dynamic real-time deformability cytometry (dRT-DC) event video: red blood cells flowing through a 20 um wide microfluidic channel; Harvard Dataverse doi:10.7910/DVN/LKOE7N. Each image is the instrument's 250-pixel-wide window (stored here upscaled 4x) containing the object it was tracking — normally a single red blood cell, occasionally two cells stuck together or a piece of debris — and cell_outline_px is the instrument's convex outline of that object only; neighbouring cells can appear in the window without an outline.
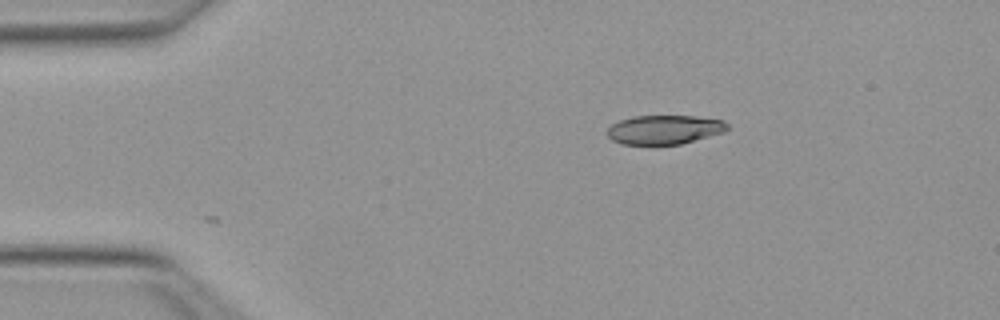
{"species": "Egyptian fruit bat (a non-hibernating species)", "species_latin": "Rousettus aegyptiacus", "temperature_condition": "warm", "stored_images_in_passage": 43, "camera_frame_rate_fps": 3000, "um_per_image_px": 0.085, "animal": {"sex": "female"}, "frame": {"image": 1, "passage_image": 1, "time_ms": 0.0, "image_size_px": [1000, 320], "cell_outline_px": [[728, 128], [724, 132], [680, 144], [620, 144], [612, 140], [608, 136], [608, 128], [612, 124], [620, 120], [632, 116], [696, 116], [724, 120], [728, 124]], "centroid_in_image_um": [56.48, 11.01], "position_along_channel_um": 28.5, "area_um2": 20.29}}
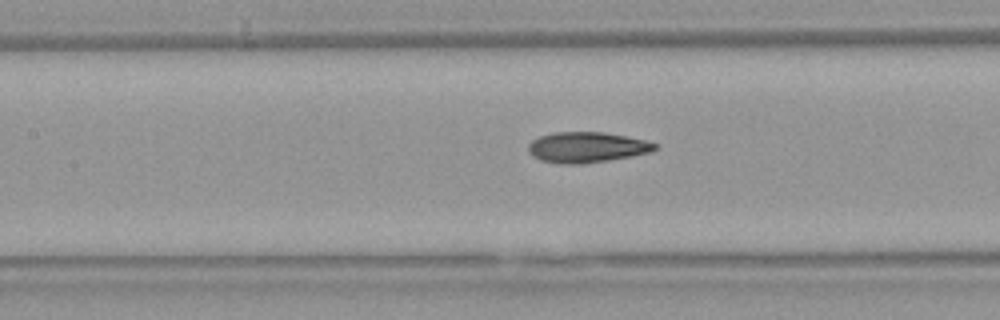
{"frame": {"image": 2, "passage_image": 15, "time_ms": 4.667, "image_size_px": [1000, 320], "cell_outline_px": [[656, 148], [652, 152], [632, 156], [608, 160], [580, 164], [564, 164], [540, 160], [532, 156], [528, 152], [528, 144], [532, 140], [540, 136], [552, 132], [604, 132], [644, 140], [656, 144]], "centroid_in_image_um": [49.84, 12.52], "position_along_channel_um": 157.6, "area_um2": 22.48}}
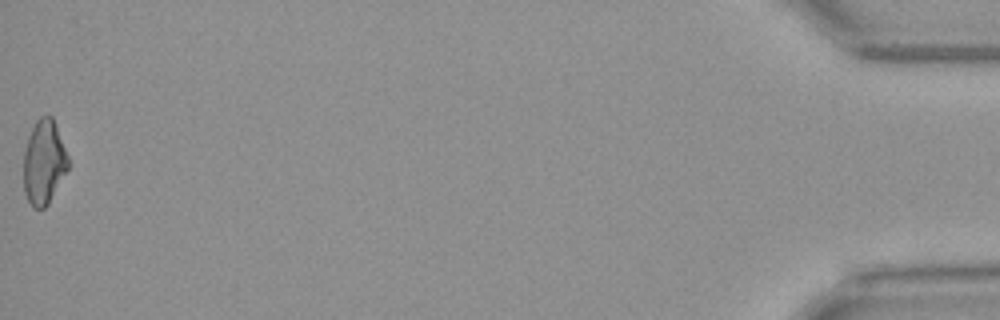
{"frame": {"image": 3, "passage_image": 43, "time_ms": 14.0, "image_size_px": [1000, 320], "cell_outline_px": [[68, 168], [48, 204], [44, 208], [32, 208], [24, 192], [24, 148], [28, 136], [36, 120], [40, 116], [52, 116], [68, 156]], "centroid_in_image_um": [3.71, 13.79], "position_along_channel_um": 431.5, "area_um2": 21.73}, "authors_computed_cell_mechanics": {"area_um2": 21.964, "velocity_mm_per_s": 4.0266, "shape_relaxation_time_tau1_ms": 9.1109, "shape_relaxation_time_tau2_ms": 3.0137, "deformation_change_tau1": 0.2383, "deformation_change_tau2": 0.1093}}